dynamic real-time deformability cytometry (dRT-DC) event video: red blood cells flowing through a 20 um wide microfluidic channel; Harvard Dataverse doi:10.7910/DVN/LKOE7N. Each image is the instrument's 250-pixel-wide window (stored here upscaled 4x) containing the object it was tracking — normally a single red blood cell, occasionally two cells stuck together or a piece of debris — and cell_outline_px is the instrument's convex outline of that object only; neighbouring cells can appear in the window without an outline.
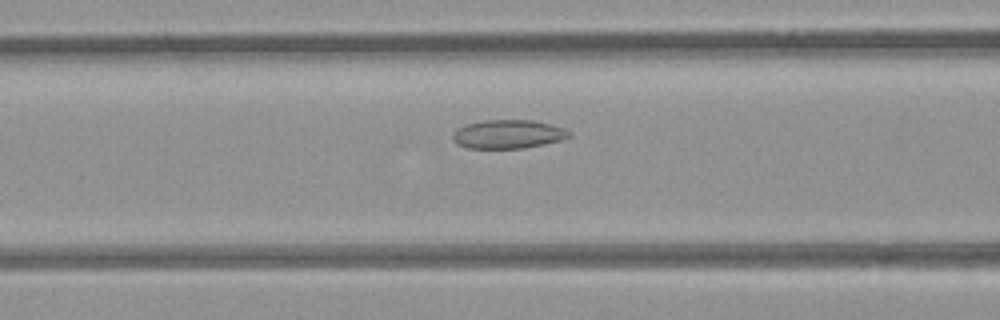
{"species": "common noctule bat (a hibernating species)", "species_latin": "Nyctalus noctula", "temperature_condition": "room temperature", "stored_images_in_passage": 35, "camera_frame_rate_fps": 3000, "um_per_image_px": 0.085, "animal": {"sex": "female", "body_mass_g": 21.9}, "frame": {"image": 1, "passage_image": 9, "time_ms": 2.667, "image_size_px": [1000, 320], "cell_outline_px": [[572, 136], [564, 140], [524, 148], [468, 148], [456, 144], [452, 136], [452, 132], [456, 128], [464, 124], [484, 120], [532, 120], [564, 128], [572, 132]], "centroid_in_image_um": [43.18, 11.4], "position_along_channel_um": 123.4, "area_um2": 19.71}}
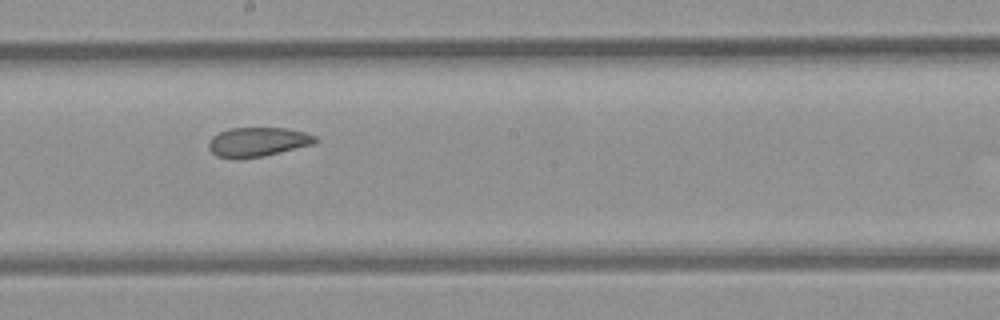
{"frame": {"image": 2, "passage_image": 17, "time_ms": 5.333, "image_size_px": [1000, 320], "cell_outline_px": [[320, 140], [316, 144], [264, 156], [216, 156], [208, 148], [208, 140], [212, 136], [228, 128], [284, 128], [304, 132], [316, 136]], "centroid_in_image_um": [21.97, 12.03], "position_along_channel_um": 226.2, "area_um2": 17.92}}
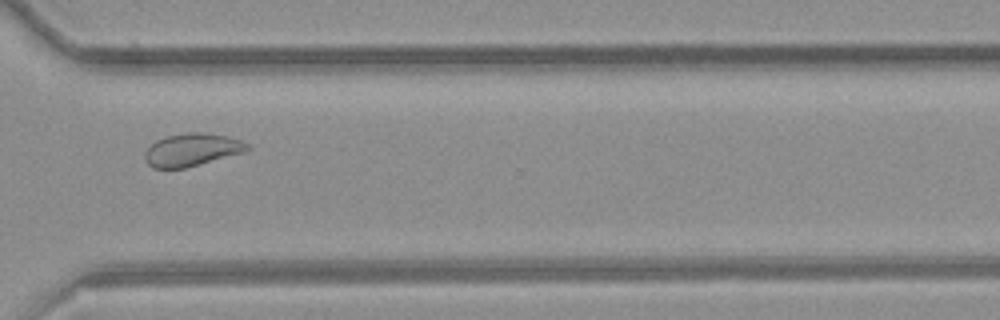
{"frame": {"image": 3, "passage_image": 27, "time_ms": 8.667, "image_size_px": [1000, 320], "cell_outline_px": [[252, 148], [244, 152], [184, 168], [152, 168], [144, 160], [144, 152], [156, 140], [168, 136], [188, 132], [204, 132], [228, 136], [240, 140], [248, 144]], "centroid_in_image_um": [16.31, 12.72], "position_along_channel_um": 354.3, "area_um2": 19.48}, "authors_computed_cell_mechanics": {"area_um2": 19.5364, "velocity_mm_per_s": 3.8565, "shape_relaxation_time_tau1_ms": null, "shape_relaxation_time_tau2_ms": 2.1671, "deformation_change_tau1": null, "deformation_change_tau2": 0.0802}}